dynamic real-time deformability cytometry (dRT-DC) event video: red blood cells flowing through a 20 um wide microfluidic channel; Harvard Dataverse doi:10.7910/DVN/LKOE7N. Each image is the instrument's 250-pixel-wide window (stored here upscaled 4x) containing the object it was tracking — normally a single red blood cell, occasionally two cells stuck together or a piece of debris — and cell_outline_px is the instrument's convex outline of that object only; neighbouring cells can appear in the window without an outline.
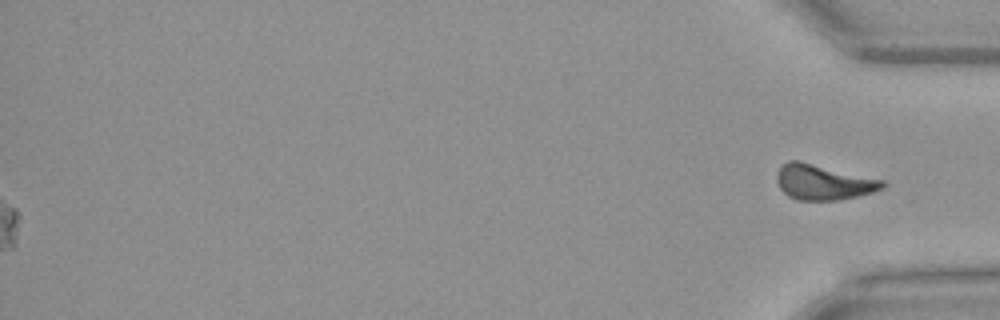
{"species": "Egyptian fruit bat (a non-hibernating species)", "species_latin": "Rousettus aegyptiacus", "temperature_condition": "warm", "stored_images_in_passage": 46, "segment_of_instrument_passage": [2, 2], "camera_frame_rate_fps": 3000, "um_per_image_px": 0.085, "animal": {"sex": "female"}, "frame": {"image": 1, "passage_image": 46, "time_ms": 15.0, "image_size_px": [1000, 320], "cell_outline_px": [[888, 184], [884, 188], [872, 192], [840, 200], [796, 200], [788, 196], [780, 188], [776, 180], [776, 172], [780, 164], [788, 160], [800, 160], [884, 180]], "centroid_in_image_um": [69.96, 15.47], "position_along_channel_um": 365.2, "area_um2": 22.08}}